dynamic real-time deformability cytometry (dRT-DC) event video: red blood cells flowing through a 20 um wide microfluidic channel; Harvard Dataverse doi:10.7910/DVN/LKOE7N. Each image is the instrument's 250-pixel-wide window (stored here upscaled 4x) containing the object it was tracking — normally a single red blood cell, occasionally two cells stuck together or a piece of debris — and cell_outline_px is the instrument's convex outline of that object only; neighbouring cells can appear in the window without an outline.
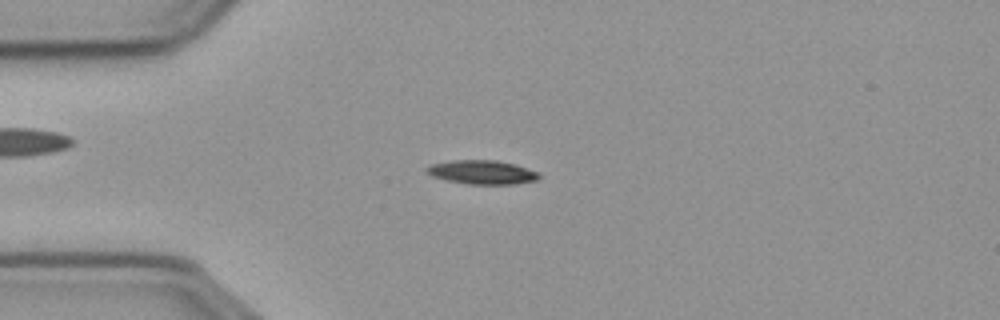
{"species": "common noctule bat (a hibernating species)", "species_latin": "Nyctalus noctula", "temperature_condition": "cold", "stored_images_in_passage": 56, "camera_frame_rate_fps": 3000, "um_per_image_px": 0.085, "animal": {"sex": "male", "body_mass_g": 23.1, "forearm_length_mm": 52.7}, "frame": {"image": 1, "passage_image": 14, "time_ms": 4.333, "image_size_px": [1000, 320], "cell_outline_px": [[540, 176], [536, 180], [516, 184], [468, 184], [448, 180], [432, 176], [424, 168], [428, 164], [452, 160], [496, 160], [516, 164], [540, 172]], "centroid_in_image_um": [40.99, 14.63], "position_along_channel_um": 44.0, "area_um2": 15.78}}
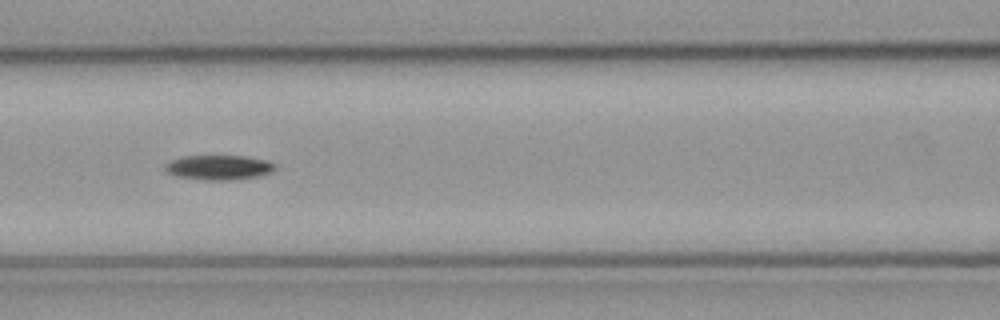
{"frame": {"image": 2, "passage_image": 24, "time_ms": 7.667, "image_size_px": [1000, 320], "cell_outline_px": [[276, 168], [272, 172], [256, 176], [228, 180], [204, 180], [176, 176], [168, 172], [164, 168], [164, 164], [172, 160], [184, 156], [244, 156], [268, 160], [276, 164]], "centroid_in_image_um": [18.61, 14.23], "position_along_channel_um": 148.0, "area_um2": 15.78}}
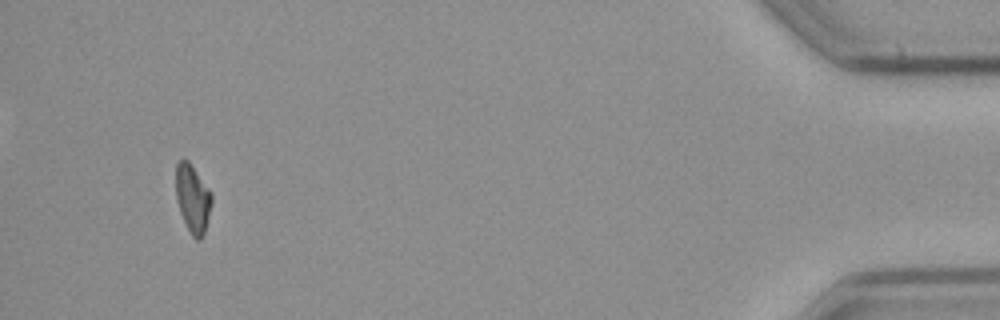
{"frame": {"image": 3, "passage_image": 53, "time_ms": 17.333, "image_size_px": [1000, 320], "cell_outline_px": [[212, 204], [204, 232], [200, 240], [196, 240], [192, 236], [180, 212], [176, 196], [176, 164], [180, 160], [188, 160], [208, 188], [212, 196]], "centroid_in_image_um": [16.38, 16.88], "position_along_channel_um": 418.8, "area_um2": 13.93}, "authors_computed_cell_mechanics": {"area_um2": 14.8257, "velocity_mm_per_s": 3.6526, "shape_relaxation_time_tau1_ms": 10.277, "shape_relaxation_time_tau2_ms": null, "deformation_change_tau1": 0.1619, "deformation_change_tau2": null}}